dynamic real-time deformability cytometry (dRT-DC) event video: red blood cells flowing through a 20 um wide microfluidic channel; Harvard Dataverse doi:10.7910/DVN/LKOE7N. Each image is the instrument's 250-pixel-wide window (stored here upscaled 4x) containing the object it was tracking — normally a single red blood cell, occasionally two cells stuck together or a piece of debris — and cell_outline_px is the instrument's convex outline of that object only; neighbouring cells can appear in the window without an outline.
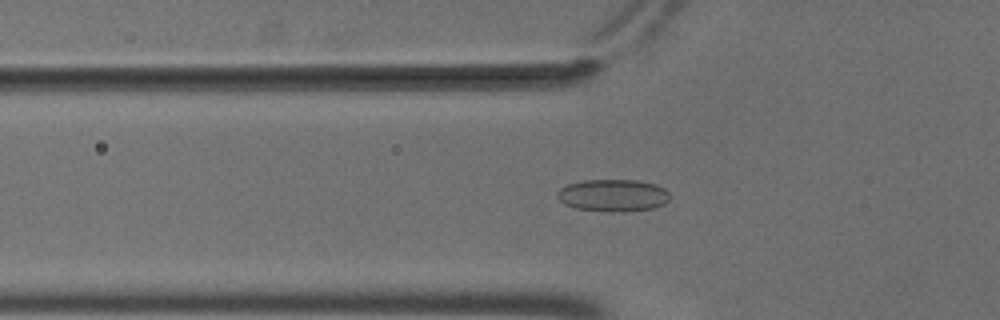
{"species": "common noctule bat (a hibernating species)", "species_latin": "Nyctalus noctula", "temperature_condition": "cold", "stored_images_in_passage": 54, "camera_frame_rate_fps": 3000, "um_per_image_px": 0.085, "animal": {"sex": "male", "body_mass_g": 18.8}, "frame": {"image": 1, "passage_image": 18, "time_ms": 5.667, "image_size_px": [1000, 320], "cell_outline_px": [[668, 200], [664, 204], [656, 208], [624, 212], [608, 212], [576, 208], [564, 204], [556, 196], [556, 192], [560, 188], [568, 184], [584, 180], [636, 180], [656, 184], [664, 188], [668, 192]], "centroid_in_image_um": [52.1, 16.61], "position_along_channel_um": 73.7, "area_um2": 21.33}}
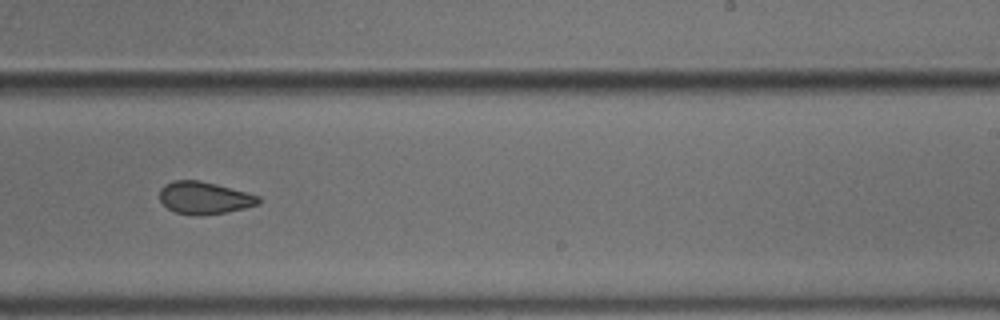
{"frame": {"image": 2, "passage_image": 34, "time_ms": 11.0, "image_size_px": [1000, 320], "cell_outline_px": [[260, 204], [228, 212], [196, 216], [176, 212], [168, 208], [160, 200], [160, 188], [164, 184], [172, 180], [200, 180], [216, 184], [260, 196]], "centroid_in_image_um": [17.36, 16.81], "position_along_channel_um": 271.6, "area_um2": 18.67}}
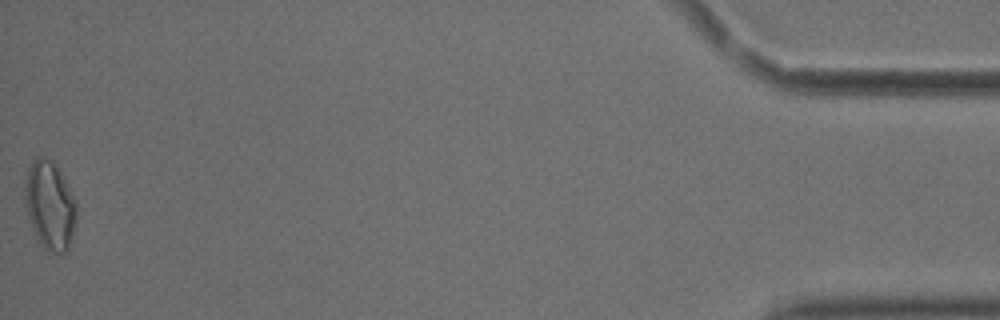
{"frame": {"image": 3, "passage_image": 54, "time_ms": 17.667, "image_size_px": [1000, 320], "cell_outline_px": [[76, 224], [72, 240], [68, 252], [60, 256], [44, 248], [32, 228], [24, 204], [24, 184], [28, 168], [32, 160], [36, 156], [44, 156], [52, 160], [56, 164], [76, 200]], "centroid_in_image_um": [4.24, 17.46], "position_along_channel_um": 431.0, "area_um2": 27.22}, "authors_computed_cell_mechanics": {"area_um2": 20.7791, "velocity_mm_per_s": 3.6919, "shape_relaxation_time_tau1_ms": null, "shape_relaxation_time_tau2_ms": 2.0266, "deformation_change_tau1": null, "deformation_change_tau2": 0.0676}}